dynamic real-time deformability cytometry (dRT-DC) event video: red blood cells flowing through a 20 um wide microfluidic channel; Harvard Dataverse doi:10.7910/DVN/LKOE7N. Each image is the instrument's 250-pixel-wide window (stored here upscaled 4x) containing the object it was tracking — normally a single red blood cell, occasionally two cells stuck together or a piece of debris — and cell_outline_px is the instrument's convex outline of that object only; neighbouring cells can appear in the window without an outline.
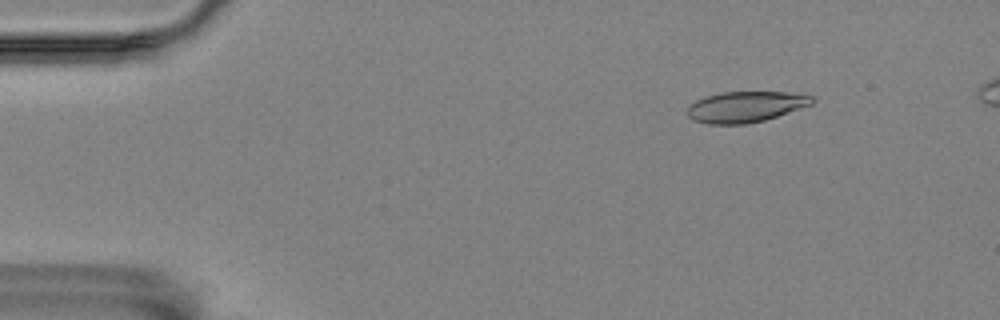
{"species": "Egyptian fruit bat (a non-hibernating species)", "species_latin": "Rousettus aegyptiacus", "temperature_condition": "room temperature", "stored_images_in_passage": 50, "camera_frame_rate_fps": 3000, "um_per_image_px": 0.085, "animal": {"sex": "female"}, "frame": {"image": 1, "passage_image": 2, "time_ms": 0.333, "image_size_px": [1000, 320], "cell_outline_px": [[816, 100], [812, 104], [764, 120], [744, 124], [708, 124], [692, 120], [688, 116], [688, 108], [696, 100], [704, 96], [720, 92], [784, 92], [812, 96]], "centroid_in_image_um": [63.34, 9.07], "position_along_channel_um": 21.7, "area_um2": 22.25}}
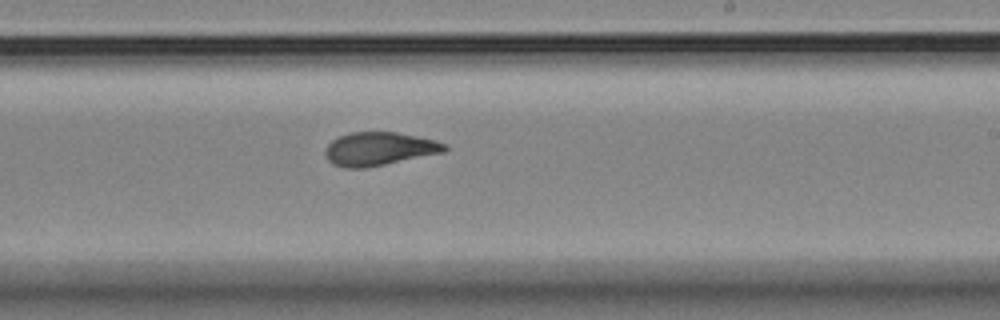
{"frame": {"image": 2, "passage_image": 29, "time_ms": 9.333, "image_size_px": [1000, 320], "cell_outline_px": [[448, 148], [444, 152], [364, 168], [344, 168], [332, 164], [328, 160], [324, 152], [324, 148], [332, 140], [348, 132], [396, 132], [436, 140], [448, 144]], "centroid_in_image_um": [32.21, 12.65], "position_along_channel_um": 256.8, "area_um2": 23.24}}
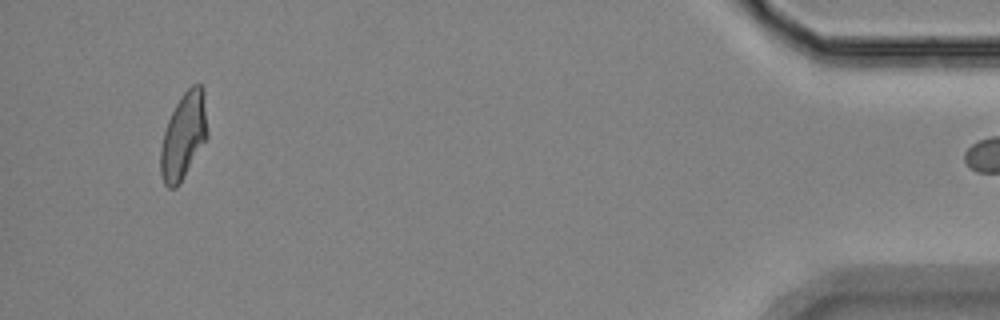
{"frame": {"image": 3, "passage_image": 49, "time_ms": 16.0, "image_size_px": [1000, 320], "cell_outline_px": [[208, 136], [176, 188], [168, 188], [164, 184], [160, 172], [160, 148], [164, 132], [168, 120], [180, 96], [192, 84], [200, 84], [204, 88], [208, 132]], "centroid_in_image_um": [15.6, 11.51], "position_along_channel_um": 419.6, "area_um2": 23.47}}